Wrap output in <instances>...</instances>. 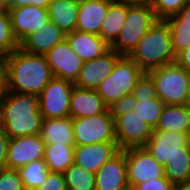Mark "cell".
<instances>
[{"label": "cell", "instance_id": "obj_14", "mask_svg": "<svg viewBox=\"0 0 190 190\" xmlns=\"http://www.w3.org/2000/svg\"><path fill=\"white\" fill-rule=\"evenodd\" d=\"M8 11L11 17L12 32L18 43L27 35L43 29L50 20L47 8L27 5L11 7Z\"/></svg>", "mask_w": 190, "mask_h": 190}, {"label": "cell", "instance_id": "obj_24", "mask_svg": "<svg viewBox=\"0 0 190 190\" xmlns=\"http://www.w3.org/2000/svg\"><path fill=\"white\" fill-rule=\"evenodd\" d=\"M153 130L180 132L190 135V110L184 105H165Z\"/></svg>", "mask_w": 190, "mask_h": 190}, {"label": "cell", "instance_id": "obj_1", "mask_svg": "<svg viewBox=\"0 0 190 190\" xmlns=\"http://www.w3.org/2000/svg\"><path fill=\"white\" fill-rule=\"evenodd\" d=\"M4 90L38 96L53 78L45 55H34L17 48L2 58Z\"/></svg>", "mask_w": 190, "mask_h": 190}, {"label": "cell", "instance_id": "obj_9", "mask_svg": "<svg viewBox=\"0 0 190 190\" xmlns=\"http://www.w3.org/2000/svg\"><path fill=\"white\" fill-rule=\"evenodd\" d=\"M115 137L120 150L144 147L153 128L135 110L114 118Z\"/></svg>", "mask_w": 190, "mask_h": 190}, {"label": "cell", "instance_id": "obj_26", "mask_svg": "<svg viewBox=\"0 0 190 190\" xmlns=\"http://www.w3.org/2000/svg\"><path fill=\"white\" fill-rule=\"evenodd\" d=\"M75 145H45L44 161L50 172L64 173L74 163Z\"/></svg>", "mask_w": 190, "mask_h": 190}, {"label": "cell", "instance_id": "obj_11", "mask_svg": "<svg viewBox=\"0 0 190 190\" xmlns=\"http://www.w3.org/2000/svg\"><path fill=\"white\" fill-rule=\"evenodd\" d=\"M129 188L164 177V166L157 162L145 147L125 149Z\"/></svg>", "mask_w": 190, "mask_h": 190}, {"label": "cell", "instance_id": "obj_23", "mask_svg": "<svg viewBox=\"0 0 190 190\" xmlns=\"http://www.w3.org/2000/svg\"><path fill=\"white\" fill-rule=\"evenodd\" d=\"M78 10L74 0H51L47 8L50 20L66 34L76 30Z\"/></svg>", "mask_w": 190, "mask_h": 190}, {"label": "cell", "instance_id": "obj_8", "mask_svg": "<svg viewBox=\"0 0 190 190\" xmlns=\"http://www.w3.org/2000/svg\"><path fill=\"white\" fill-rule=\"evenodd\" d=\"M74 83L53 77L38 95L39 110L43 119L70 117V96Z\"/></svg>", "mask_w": 190, "mask_h": 190}, {"label": "cell", "instance_id": "obj_22", "mask_svg": "<svg viewBox=\"0 0 190 190\" xmlns=\"http://www.w3.org/2000/svg\"><path fill=\"white\" fill-rule=\"evenodd\" d=\"M39 136L44 140L45 145H75L72 118L43 119Z\"/></svg>", "mask_w": 190, "mask_h": 190}, {"label": "cell", "instance_id": "obj_6", "mask_svg": "<svg viewBox=\"0 0 190 190\" xmlns=\"http://www.w3.org/2000/svg\"><path fill=\"white\" fill-rule=\"evenodd\" d=\"M144 71L128 56H122L112 73L96 88L103 102L109 106L122 96L130 94Z\"/></svg>", "mask_w": 190, "mask_h": 190}, {"label": "cell", "instance_id": "obj_32", "mask_svg": "<svg viewBox=\"0 0 190 190\" xmlns=\"http://www.w3.org/2000/svg\"><path fill=\"white\" fill-rule=\"evenodd\" d=\"M188 0H152L151 8L154 10L157 19H167L178 14L187 4Z\"/></svg>", "mask_w": 190, "mask_h": 190}, {"label": "cell", "instance_id": "obj_25", "mask_svg": "<svg viewBox=\"0 0 190 190\" xmlns=\"http://www.w3.org/2000/svg\"><path fill=\"white\" fill-rule=\"evenodd\" d=\"M128 5L122 2L110 1L107 15L105 16L99 35L109 45L118 37L127 16Z\"/></svg>", "mask_w": 190, "mask_h": 190}, {"label": "cell", "instance_id": "obj_12", "mask_svg": "<svg viewBox=\"0 0 190 190\" xmlns=\"http://www.w3.org/2000/svg\"><path fill=\"white\" fill-rule=\"evenodd\" d=\"M44 152L45 142L39 134L12 138L8 144L6 168L19 169L44 159Z\"/></svg>", "mask_w": 190, "mask_h": 190}, {"label": "cell", "instance_id": "obj_49", "mask_svg": "<svg viewBox=\"0 0 190 190\" xmlns=\"http://www.w3.org/2000/svg\"><path fill=\"white\" fill-rule=\"evenodd\" d=\"M74 1H76V2H84V1H86V0H74Z\"/></svg>", "mask_w": 190, "mask_h": 190}, {"label": "cell", "instance_id": "obj_5", "mask_svg": "<svg viewBox=\"0 0 190 190\" xmlns=\"http://www.w3.org/2000/svg\"><path fill=\"white\" fill-rule=\"evenodd\" d=\"M155 85L157 96L165 105H183L190 73L176 62L147 72Z\"/></svg>", "mask_w": 190, "mask_h": 190}, {"label": "cell", "instance_id": "obj_7", "mask_svg": "<svg viewBox=\"0 0 190 190\" xmlns=\"http://www.w3.org/2000/svg\"><path fill=\"white\" fill-rule=\"evenodd\" d=\"M75 146L104 142H117L114 119L108 109L90 117L72 118Z\"/></svg>", "mask_w": 190, "mask_h": 190}, {"label": "cell", "instance_id": "obj_44", "mask_svg": "<svg viewBox=\"0 0 190 190\" xmlns=\"http://www.w3.org/2000/svg\"><path fill=\"white\" fill-rule=\"evenodd\" d=\"M173 190H190V180L174 184Z\"/></svg>", "mask_w": 190, "mask_h": 190}, {"label": "cell", "instance_id": "obj_35", "mask_svg": "<svg viewBox=\"0 0 190 190\" xmlns=\"http://www.w3.org/2000/svg\"><path fill=\"white\" fill-rule=\"evenodd\" d=\"M0 190H25L18 169H0Z\"/></svg>", "mask_w": 190, "mask_h": 190}, {"label": "cell", "instance_id": "obj_28", "mask_svg": "<svg viewBox=\"0 0 190 190\" xmlns=\"http://www.w3.org/2000/svg\"><path fill=\"white\" fill-rule=\"evenodd\" d=\"M67 190H95V174L72 164L64 173Z\"/></svg>", "mask_w": 190, "mask_h": 190}, {"label": "cell", "instance_id": "obj_40", "mask_svg": "<svg viewBox=\"0 0 190 190\" xmlns=\"http://www.w3.org/2000/svg\"><path fill=\"white\" fill-rule=\"evenodd\" d=\"M51 0H8V9L11 7H22L27 5H33L40 8H48Z\"/></svg>", "mask_w": 190, "mask_h": 190}, {"label": "cell", "instance_id": "obj_41", "mask_svg": "<svg viewBox=\"0 0 190 190\" xmlns=\"http://www.w3.org/2000/svg\"><path fill=\"white\" fill-rule=\"evenodd\" d=\"M9 141L10 139L4 130H0V169L6 168Z\"/></svg>", "mask_w": 190, "mask_h": 190}, {"label": "cell", "instance_id": "obj_13", "mask_svg": "<svg viewBox=\"0 0 190 190\" xmlns=\"http://www.w3.org/2000/svg\"><path fill=\"white\" fill-rule=\"evenodd\" d=\"M45 57L53 77L69 80L73 83L76 81L83 60L70 48L66 39L49 50Z\"/></svg>", "mask_w": 190, "mask_h": 190}, {"label": "cell", "instance_id": "obj_29", "mask_svg": "<svg viewBox=\"0 0 190 190\" xmlns=\"http://www.w3.org/2000/svg\"><path fill=\"white\" fill-rule=\"evenodd\" d=\"M164 175L173 184L190 180V155H175L168 160Z\"/></svg>", "mask_w": 190, "mask_h": 190}, {"label": "cell", "instance_id": "obj_39", "mask_svg": "<svg viewBox=\"0 0 190 190\" xmlns=\"http://www.w3.org/2000/svg\"><path fill=\"white\" fill-rule=\"evenodd\" d=\"M165 20L168 25L190 26V0L178 14L172 15Z\"/></svg>", "mask_w": 190, "mask_h": 190}, {"label": "cell", "instance_id": "obj_10", "mask_svg": "<svg viewBox=\"0 0 190 190\" xmlns=\"http://www.w3.org/2000/svg\"><path fill=\"white\" fill-rule=\"evenodd\" d=\"M161 165L175 155H190V135L180 132L153 130L144 146Z\"/></svg>", "mask_w": 190, "mask_h": 190}, {"label": "cell", "instance_id": "obj_18", "mask_svg": "<svg viewBox=\"0 0 190 190\" xmlns=\"http://www.w3.org/2000/svg\"><path fill=\"white\" fill-rule=\"evenodd\" d=\"M65 39L66 33L49 20L43 29L27 35L19 43V48L29 54L45 55Z\"/></svg>", "mask_w": 190, "mask_h": 190}, {"label": "cell", "instance_id": "obj_33", "mask_svg": "<svg viewBox=\"0 0 190 190\" xmlns=\"http://www.w3.org/2000/svg\"><path fill=\"white\" fill-rule=\"evenodd\" d=\"M175 55L190 45V26L169 25Z\"/></svg>", "mask_w": 190, "mask_h": 190}, {"label": "cell", "instance_id": "obj_4", "mask_svg": "<svg viewBox=\"0 0 190 190\" xmlns=\"http://www.w3.org/2000/svg\"><path fill=\"white\" fill-rule=\"evenodd\" d=\"M156 20L151 5H128L125 23L110 49L122 56H129Z\"/></svg>", "mask_w": 190, "mask_h": 190}, {"label": "cell", "instance_id": "obj_45", "mask_svg": "<svg viewBox=\"0 0 190 190\" xmlns=\"http://www.w3.org/2000/svg\"><path fill=\"white\" fill-rule=\"evenodd\" d=\"M4 91V66L2 58H0V93Z\"/></svg>", "mask_w": 190, "mask_h": 190}, {"label": "cell", "instance_id": "obj_37", "mask_svg": "<svg viewBox=\"0 0 190 190\" xmlns=\"http://www.w3.org/2000/svg\"><path fill=\"white\" fill-rule=\"evenodd\" d=\"M35 190H67L63 173L49 172L45 182Z\"/></svg>", "mask_w": 190, "mask_h": 190}, {"label": "cell", "instance_id": "obj_17", "mask_svg": "<svg viewBox=\"0 0 190 190\" xmlns=\"http://www.w3.org/2000/svg\"><path fill=\"white\" fill-rule=\"evenodd\" d=\"M120 151L117 142L75 146L74 164L95 174L105 162Z\"/></svg>", "mask_w": 190, "mask_h": 190}, {"label": "cell", "instance_id": "obj_3", "mask_svg": "<svg viewBox=\"0 0 190 190\" xmlns=\"http://www.w3.org/2000/svg\"><path fill=\"white\" fill-rule=\"evenodd\" d=\"M144 72L176 61L166 20L157 19L128 56Z\"/></svg>", "mask_w": 190, "mask_h": 190}, {"label": "cell", "instance_id": "obj_2", "mask_svg": "<svg viewBox=\"0 0 190 190\" xmlns=\"http://www.w3.org/2000/svg\"><path fill=\"white\" fill-rule=\"evenodd\" d=\"M1 105L3 130L9 139L39 134L43 117L38 96L4 90Z\"/></svg>", "mask_w": 190, "mask_h": 190}, {"label": "cell", "instance_id": "obj_20", "mask_svg": "<svg viewBox=\"0 0 190 190\" xmlns=\"http://www.w3.org/2000/svg\"><path fill=\"white\" fill-rule=\"evenodd\" d=\"M70 117H90L104 113L107 105L95 89H84L74 86L70 96Z\"/></svg>", "mask_w": 190, "mask_h": 190}, {"label": "cell", "instance_id": "obj_21", "mask_svg": "<svg viewBox=\"0 0 190 190\" xmlns=\"http://www.w3.org/2000/svg\"><path fill=\"white\" fill-rule=\"evenodd\" d=\"M111 0H86L79 3L76 30L99 35Z\"/></svg>", "mask_w": 190, "mask_h": 190}, {"label": "cell", "instance_id": "obj_15", "mask_svg": "<svg viewBox=\"0 0 190 190\" xmlns=\"http://www.w3.org/2000/svg\"><path fill=\"white\" fill-rule=\"evenodd\" d=\"M122 57L116 51L110 49L101 57L83 62L79 76L74 85L84 89H95L113 71L115 63Z\"/></svg>", "mask_w": 190, "mask_h": 190}, {"label": "cell", "instance_id": "obj_47", "mask_svg": "<svg viewBox=\"0 0 190 190\" xmlns=\"http://www.w3.org/2000/svg\"><path fill=\"white\" fill-rule=\"evenodd\" d=\"M7 11H8L7 1L0 0V12H7Z\"/></svg>", "mask_w": 190, "mask_h": 190}, {"label": "cell", "instance_id": "obj_46", "mask_svg": "<svg viewBox=\"0 0 190 190\" xmlns=\"http://www.w3.org/2000/svg\"><path fill=\"white\" fill-rule=\"evenodd\" d=\"M183 105L190 110V78H189V85L186 91V98Z\"/></svg>", "mask_w": 190, "mask_h": 190}, {"label": "cell", "instance_id": "obj_16", "mask_svg": "<svg viewBox=\"0 0 190 190\" xmlns=\"http://www.w3.org/2000/svg\"><path fill=\"white\" fill-rule=\"evenodd\" d=\"M95 190H130L125 150H120L95 173Z\"/></svg>", "mask_w": 190, "mask_h": 190}, {"label": "cell", "instance_id": "obj_19", "mask_svg": "<svg viewBox=\"0 0 190 190\" xmlns=\"http://www.w3.org/2000/svg\"><path fill=\"white\" fill-rule=\"evenodd\" d=\"M66 40L83 62L101 57L110 50V45L100 35L92 33L75 30L66 34Z\"/></svg>", "mask_w": 190, "mask_h": 190}, {"label": "cell", "instance_id": "obj_31", "mask_svg": "<svg viewBox=\"0 0 190 190\" xmlns=\"http://www.w3.org/2000/svg\"><path fill=\"white\" fill-rule=\"evenodd\" d=\"M17 48L19 43L12 32L10 13L0 12V58L11 54Z\"/></svg>", "mask_w": 190, "mask_h": 190}, {"label": "cell", "instance_id": "obj_34", "mask_svg": "<svg viewBox=\"0 0 190 190\" xmlns=\"http://www.w3.org/2000/svg\"><path fill=\"white\" fill-rule=\"evenodd\" d=\"M131 94L138 100L139 98H156V89L152 77L144 72L137 80Z\"/></svg>", "mask_w": 190, "mask_h": 190}, {"label": "cell", "instance_id": "obj_36", "mask_svg": "<svg viewBox=\"0 0 190 190\" xmlns=\"http://www.w3.org/2000/svg\"><path fill=\"white\" fill-rule=\"evenodd\" d=\"M136 102L137 99L130 93L122 96L118 101L112 102L107 109L110 116L114 119L133 110Z\"/></svg>", "mask_w": 190, "mask_h": 190}, {"label": "cell", "instance_id": "obj_27", "mask_svg": "<svg viewBox=\"0 0 190 190\" xmlns=\"http://www.w3.org/2000/svg\"><path fill=\"white\" fill-rule=\"evenodd\" d=\"M25 190H35L42 185L48 173V166L44 159L33 161L18 169Z\"/></svg>", "mask_w": 190, "mask_h": 190}, {"label": "cell", "instance_id": "obj_30", "mask_svg": "<svg viewBox=\"0 0 190 190\" xmlns=\"http://www.w3.org/2000/svg\"><path fill=\"white\" fill-rule=\"evenodd\" d=\"M164 107V102L157 96L156 98H139L133 110L155 129Z\"/></svg>", "mask_w": 190, "mask_h": 190}, {"label": "cell", "instance_id": "obj_42", "mask_svg": "<svg viewBox=\"0 0 190 190\" xmlns=\"http://www.w3.org/2000/svg\"><path fill=\"white\" fill-rule=\"evenodd\" d=\"M175 62L190 73V45L176 55Z\"/></svg>", "mask_w": 190, "mask_h": 190}, {"label": "cell", "instance_id": "obj_38", "mask_svg": "<svg viewBox=\"0 0 190 190\" xmlns=\"http://www.w3.org/2000/svg\"><path fill=\"white\" fill-rule=\"evenodd\" d=\"M174 184L165 176L134 185L130 190H173Z\"/></svg>", "mask_w": 190, "mask_h": 190}, {"label": "cell", "instance_id": "obj_43", "mask_svg": "<svg viewBox=\"0 0 190 190\" xmlns=\"http://www.w3.org/2000/svg\"><path fill=\"white\" fill-rule=\"evenodd\" d=\"M116 2H122L127 5H151L152 0H112Z\"/></svg>", "mask_w": 190, "mask_h": 190}, {"label": "cell", "instance_id": "obj_48", "mask_svg": "<svg viewBox=\"0 0 190 190\" xmlns=\"http://www.w3.org/2000/svg\"><path fill=\"white\" fill-rule=\"evenodd\" d=\"M3 129V122H2V105L0 100V130Z\"/></svg>", "mask_w": 190, "mask_h": 190}]
</instances>
